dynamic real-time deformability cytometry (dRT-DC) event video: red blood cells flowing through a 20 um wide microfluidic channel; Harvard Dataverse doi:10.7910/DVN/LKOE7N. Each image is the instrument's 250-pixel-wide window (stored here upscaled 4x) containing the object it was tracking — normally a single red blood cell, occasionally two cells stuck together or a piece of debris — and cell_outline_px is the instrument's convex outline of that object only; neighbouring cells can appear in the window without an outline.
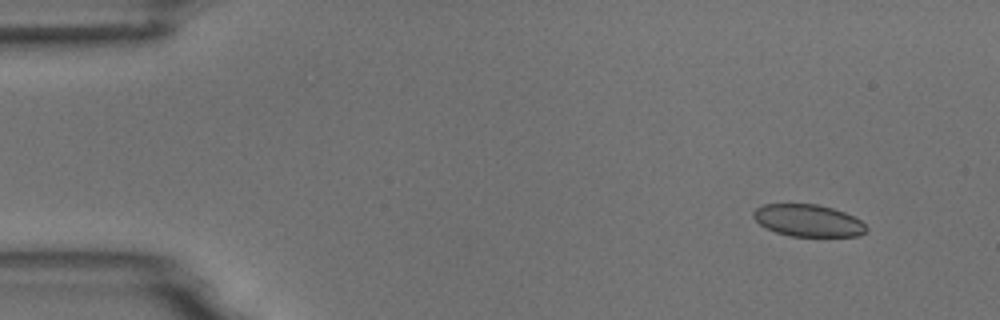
{"species": "common noctule bat (a hibernating species)", "species_latin": "Nyctalus noctula", "temperature_condition": "room temperature", "stored_images_in_passage": 6, "camera_frame_rate_fps": 3000, "um_per_image_px": 0.085, "animal": {"sex": "male", "body_mass_g": 18.8}, "frame": {"image": 1, "passage_image": 2, "time_ms": 1.333, "image_size_px": [1000, 320], "cell_outline_px": [[868, 228], [864, 232], [856, 236], [788, 236], [776, 232], [760, 224], [752, 216], [752, 212], [756, 208], [764, 204], [816, 204], [832, 208], [844, 212], [860, 220]], "centroid_in_image_um": [68.67, 18.74], "position_along_channel_um": 16.3, "area_um2": 20.92}}
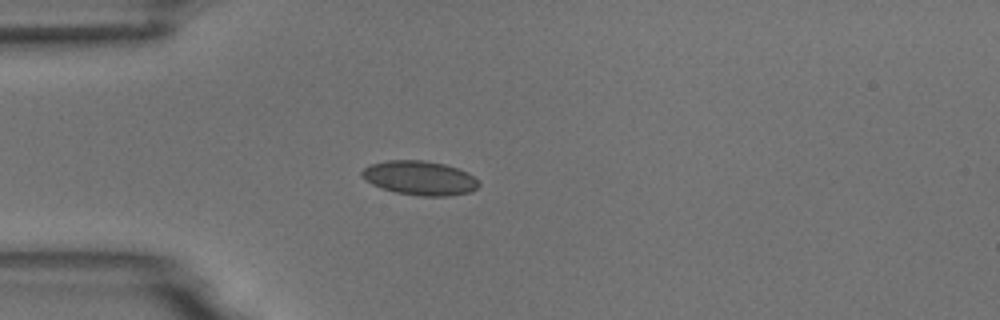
{"frame": {"image": 2, "passage_image": 5, "time_ms": 4.667, "image_size_px": [1000, 320], "cell_outline_px": [[480, 184], [472, 192], [448, 196], [420, 196], [396, 192], [372, 184], [360, 176], [360, 172], [368, 164], [388, 160], [424, 160], [444, 164], [468, 172]], "centroid_in_image_um": [35.66, 15.12], "position_along_channel_um": 49.3, "area_um2": 23.29}}